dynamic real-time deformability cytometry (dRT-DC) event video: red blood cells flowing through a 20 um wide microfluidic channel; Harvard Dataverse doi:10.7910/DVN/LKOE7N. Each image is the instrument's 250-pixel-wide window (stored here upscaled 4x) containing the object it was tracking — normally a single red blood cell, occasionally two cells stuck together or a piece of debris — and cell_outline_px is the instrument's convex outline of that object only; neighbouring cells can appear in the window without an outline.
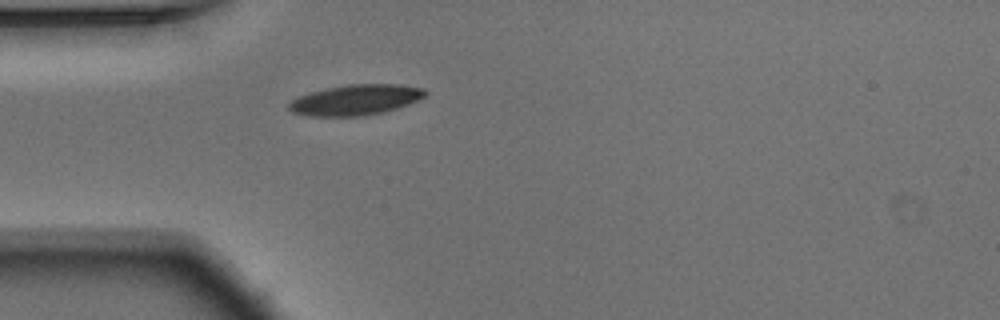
{"species": "Egyptian fruit bat (a non-hibernating species)", "species_latin": "Rousettus aegyptiacus", "temperature_condition": "warm", "stored_images_in_passage": 39, "camera_frame_rate_fps": 3000, "um_per_image_px": 0.085, "animal": {"sex": "male"}, "frame": {"image": 1, "passage_image": 1, "time_ms": 0.0, "image_size_px": [1000, 320], "cell_outline_px": [[428, 92], [424, 96], [408, 104], [384, 112], [364, 116], [308, 116], [292, 112], [288, 108], [288, 104], [292, 100], [300, 96], [312, 92], [328, 88], [348, 84], [400, 84], [424, 88]], "centroid_in_image_um": [30.24, 8.49], "position_along_channel_um": 54.8, "area_um2": 24.1}}
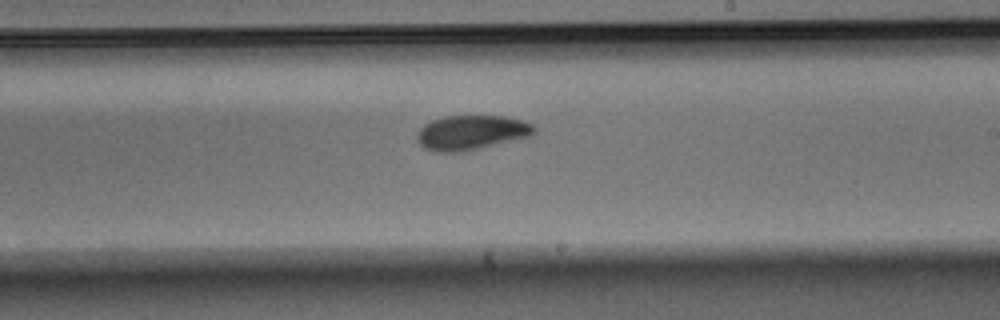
{"frame": {"image": 2, "passage_image": 17, "time_ms": 5.333, "image_size_px": [1000, 320], "cell_outline_px": [[536, 132], [532, 136], [476, 148], [456, 152], [436, 152], [424, 148], [416, 140], [416, 132], [424, 124], [432, 120], [444, 116], [504, 116], [520, 120], [532, 124], [536, 128]], "centroid_in_image_um": [40.03, 11.25], "position_along_channel_um": 249.0, "area_um2": 23.47}}
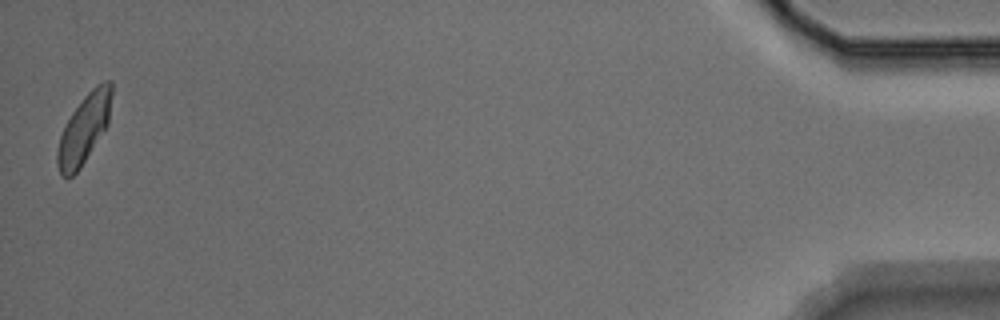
{"frame": {"image": 3, "passage_image": 39, "time_ms": 12.667, "image_size_px": [1000, 320], "cell_outline_px": [[112, 96], [108, 124], [80, 168], [68, 180], [60, 176], [56, 164], [56, 152], [60, 136], [72, 112], [84, 96], [96, 84], [104, 80], [112, 80]], "centroid_in_image_um": [7.14, 10.96], "position_along_channel_um": 428.1, "area_um2": 21.91}, "authors_computed_cell_mechanics": {"area_um2": 23.0622, "velocity_mm_per_s": 3.727, "shape_relaxation_time_tau1_ms": 3.0464, "shape_relaxation_time_tau2_ms": 3.5409, "deformation_change_tau1": 0.1298, "deformation_change_tau2": 0.0721}}